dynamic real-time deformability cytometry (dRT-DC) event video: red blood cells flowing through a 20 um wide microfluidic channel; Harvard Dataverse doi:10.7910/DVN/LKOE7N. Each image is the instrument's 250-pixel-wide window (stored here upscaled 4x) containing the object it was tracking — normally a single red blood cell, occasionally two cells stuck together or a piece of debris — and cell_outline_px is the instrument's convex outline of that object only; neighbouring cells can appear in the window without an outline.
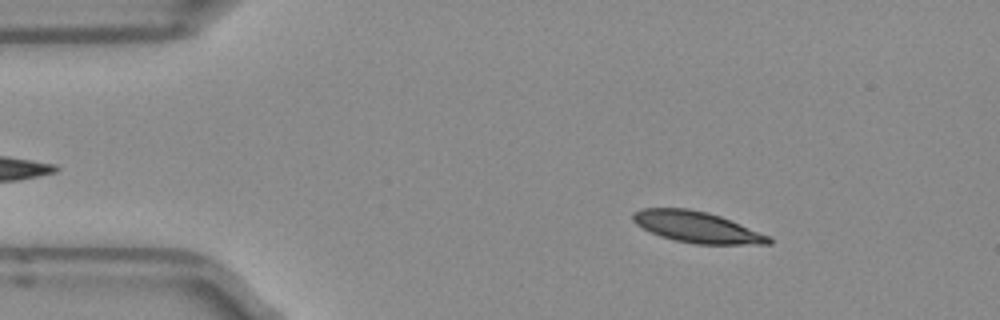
{"species": "Egyptian fruit bat (a non-hibernating species)", "species_latin": "Rousettus aegyptiacus", "temperature_condition": "room temperature", "stored_images_in_passage": 51, "camera_frame_rate_fps": 3000, "um_per_image_px": 0.085, "frame": {"image": 1, "passage_image": 8, "time_ms": 2.333, "image_size_px": [1000, 320], "cell_outline_px": [[772, 244], [696, 244], [676, 240], [660, 236], [636, 224], [632, 220], [632, 212], [640, 208], [688, 208], [708, 212], [732, 220], [772, 236]], "centroid_in_image_um": [59.27, 19.29], "position_along_channel_um": 25.7, "area_um2": 24.8}}
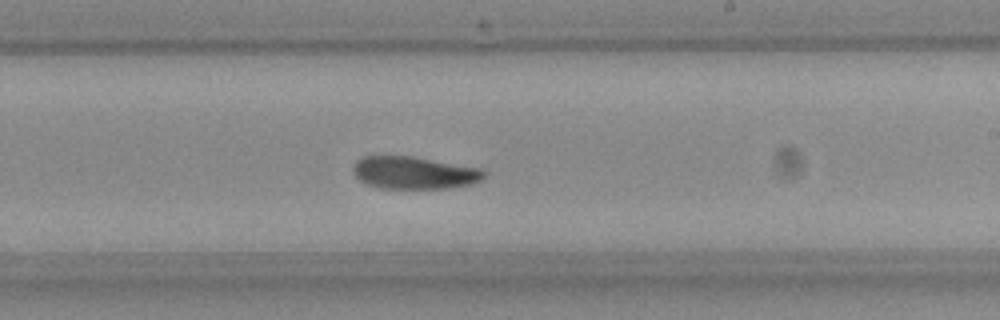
{"frame": {"image": 2, "passage_image": 30, "time_ms": 9.667, "image_size_px": [1000, 320], "cell_outline_px": [[488, 172], [480, 180], [472, 184], [448, 188], [376, 188], [360, 180], [356, 176], [352, 168], [356, 160], [364, 156], [412, 156], [480, 168]], "centroid_in_image_um": [35.2, 14.68], "position_along_channel_um": 253.8, "area_um2": 24.74}}
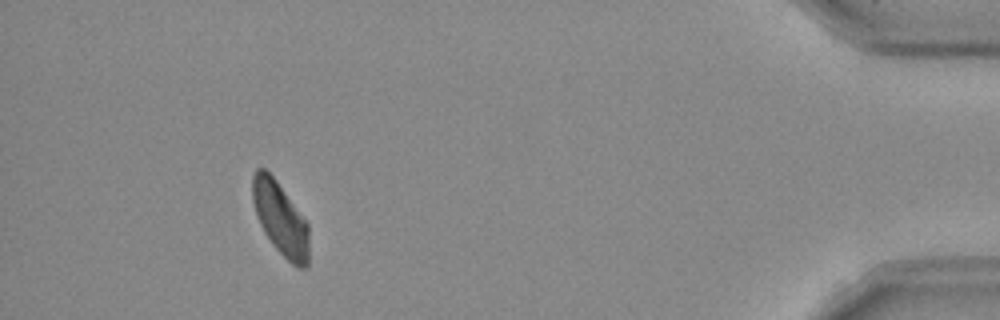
{"frame": {"image": 3, "passage_image": 47, "time_ms": 15.333, "image_size_px": [1000, 320], "cell_outline_px": [[308, 264], [304, 268], [300, 268], [292, 264], [272, 244], [264, 232], [256, 216], [252, 200], [252, 176], [256, 168], [264, 168], [276, 180], [308, 224]], "centroid_in_image_um": [23.8, 18.57], "position_along_channel_um": 411.4, "area_um2": 23.76}, "authors_computed_cell_mechanics": {"area_um2": 25.0852, "velocity_mm_per_s": 3.9225, "shape_relaxation_time_tau1_ms": 6.9541, "shape_relaxation_time_tau2_ms": 6.8344, "deformation_change_tau1": 0.1601, "deformation_change_tau2": 0.119}}